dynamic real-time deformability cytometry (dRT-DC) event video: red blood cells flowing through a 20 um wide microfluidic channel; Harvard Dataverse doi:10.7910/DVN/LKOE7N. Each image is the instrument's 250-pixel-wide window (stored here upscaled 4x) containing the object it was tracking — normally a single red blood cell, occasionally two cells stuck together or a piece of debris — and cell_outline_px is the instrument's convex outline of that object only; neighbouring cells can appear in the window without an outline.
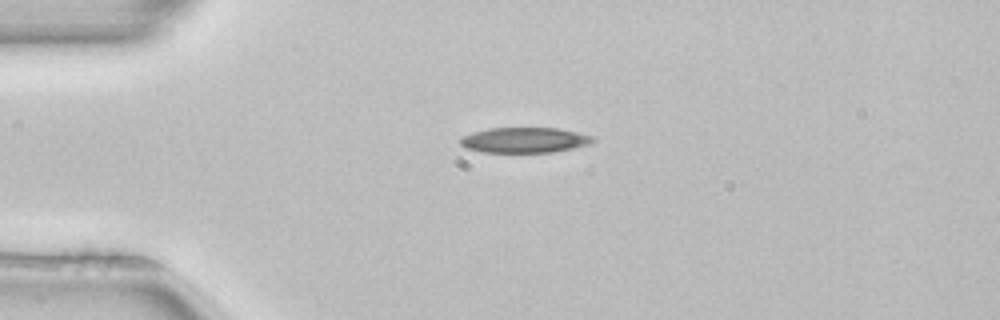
{"species": "common noctule bat (a hibernating species)", "species_latin": "Nyctalus noctula", "temperature_condition": "room temperature", "stored_images_in_passage": 2, "camera_frame_rate_fps": 3000, "um_per_image_px": 0.085, "animal": {"sex": "female", "body_mass_g": 22.7, "forearm_length_mm": 54.2}, "frame": {"image": 1, "passage_image": 1, "time_ms": 0.0, "image_size_px": [1000, 320], "cell_outline_px": [[596, 140], [588, 144], [572, 148], [552, 152], [480, 152], [464, 148], [460, 144], [460, 136], [472, 132], [488, 128], [556, 128], [576, 132], [592, 136]], "centroid_in_image_um": [44.51, 11.9], "position_along_channel_um": 40.5, "area_um2": 19.59}}
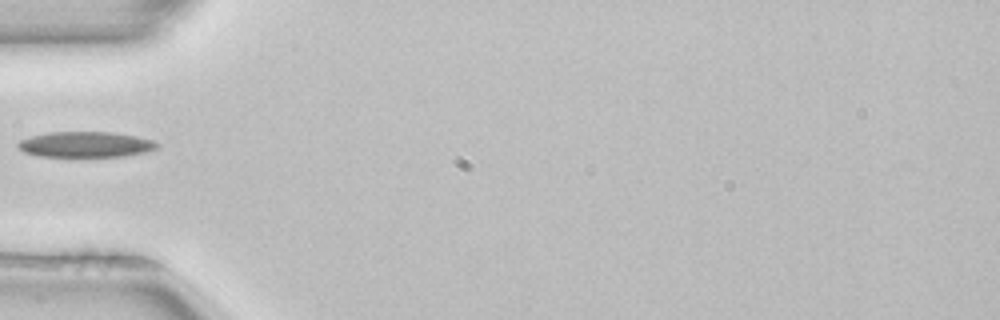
{"frame": {"image": 2, "passage_image": 2, "time_ms": 0.333, "image_size_px": [1000, 320], "cell_outline_px": [[160, 144], [156, 148], [144, 152], [124, 156], [40, 156], [24, 152], [16, 144], [20, 140], [32, 136], [48, 132], [108, 132], [136, 136], [152, 140]], "centroid_in_image_um": [7.26, 12.27], "position_along_channel_um": 77.7, "area_um2": 20.46}}